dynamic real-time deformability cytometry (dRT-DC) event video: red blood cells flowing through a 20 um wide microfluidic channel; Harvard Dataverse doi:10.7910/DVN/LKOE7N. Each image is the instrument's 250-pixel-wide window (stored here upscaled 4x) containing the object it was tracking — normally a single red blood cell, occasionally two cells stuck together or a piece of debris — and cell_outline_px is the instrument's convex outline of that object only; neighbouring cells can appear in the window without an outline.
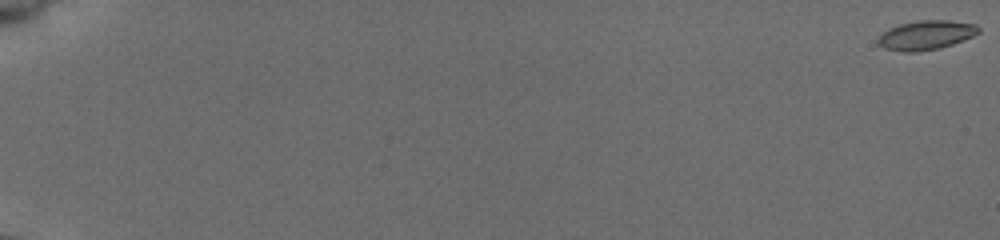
{"species": "common noctule bat (a hibernating species)", "species_latin": "Nyctalus noctula", "temperature_condition": "cold", "stored_images_in_passage": 13, "camera_frame_rate_fps": 3000, "um_per_image_px": 0.085, "animal": {"sex": "female", "body_mass_g": 19.5, "forearm_length_mm": 54.1}, "frame": {"image": 1, "passage_image": 1, "time_ms": 0.0, "image_size_px": [1000, 240], "cell_outline_px": [[980, 32], [972, 36], [952, 44], [940, 48], [916, 52], [900, 52], [884, 48], [876, 44], [876, 40], [888, 28], [900, 24], [920, 20], [948, 20], [976, 24], [980, 28]], "centroid_in_image_um": [78.68, 2.99], "position_along_channel_um": 6.3, "area_um2": 17.22}}